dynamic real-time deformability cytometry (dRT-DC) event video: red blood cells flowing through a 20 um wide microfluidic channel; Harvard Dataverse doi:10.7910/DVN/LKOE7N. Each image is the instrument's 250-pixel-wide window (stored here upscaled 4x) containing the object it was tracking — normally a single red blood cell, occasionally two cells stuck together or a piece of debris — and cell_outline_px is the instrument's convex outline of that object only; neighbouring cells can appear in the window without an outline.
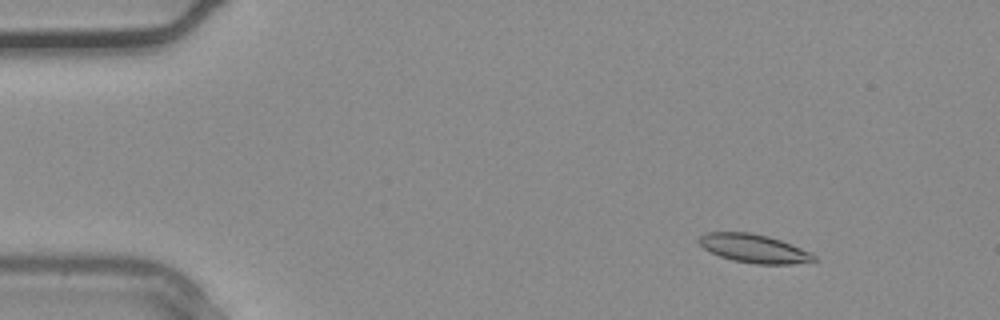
{"species": "common noctule bat (a hibernating species)", "species_latin": "Nyctalus noctula", "temperature_condition": "warm", "stored_images_in_passage": 9, "camera_frame_rate_fps": 3000, "um_per_image_px": 0.085, "animal": {"sex": "male", "body_mass_g": 20.4}, "frame": {"image": 1, "passage_image": 2, "time_ms": 0.333, "image_size_px": [1000, 320], "cell_outline_px": [[816, 260], [792, 264], [756, 264], [732, 260], [720, 256], [704, 248], [696, 240], [700, 236], [708, 232], [748, 232], [768, 236], [780, 240], [812, 252], [816, 256]], "centroid_in_image_um": [64.09, 21.12], "position_along_channel_um": 20.9, "area_um2": 19.02}}